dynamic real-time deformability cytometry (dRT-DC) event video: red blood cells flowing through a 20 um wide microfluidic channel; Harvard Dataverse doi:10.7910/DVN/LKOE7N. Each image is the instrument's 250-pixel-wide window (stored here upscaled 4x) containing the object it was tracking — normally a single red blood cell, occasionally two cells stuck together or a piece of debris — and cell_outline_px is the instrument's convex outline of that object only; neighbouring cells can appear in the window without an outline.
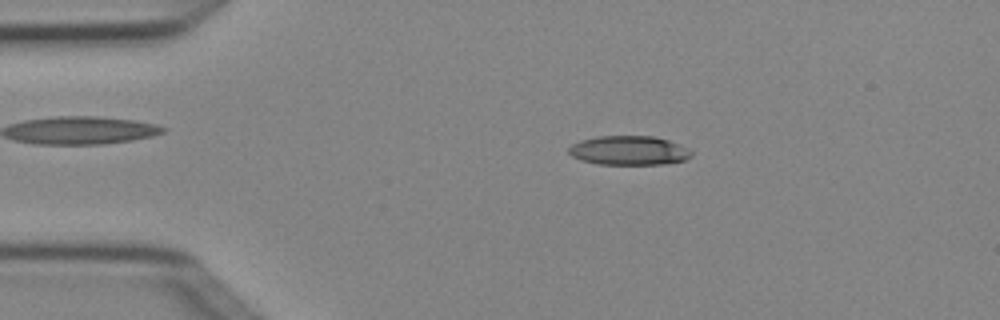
{"species": "Egyptian fruit bat (a non-hibernating species)", "species_latin": "Rousettus aegyptiacus", "temperature_condition": "cold", "stored_images_in_passage": 3, "camera_frame_rate_fps": 3000, "um_per_image_px": 0.085, "animal": {"sex": "female"}, "frame": {"image": 1, "passage_image": 2, "time_ms": 0.333, "image_size_px": [1000, 320], "cell_outline_px": [[692, 156], [684, 160], [664, 164], [600, 164], [580, 160], [572, 156], [568, 152], [568, 148], [572, 144], [580, 140], [596, 136], [656, 136], [668, 140], [688, 148], [692, 152]], "centroid_in_image_um": [53.44, 12.78], "position_along_channel_um": 31.6, "area_um2": 20.92}}